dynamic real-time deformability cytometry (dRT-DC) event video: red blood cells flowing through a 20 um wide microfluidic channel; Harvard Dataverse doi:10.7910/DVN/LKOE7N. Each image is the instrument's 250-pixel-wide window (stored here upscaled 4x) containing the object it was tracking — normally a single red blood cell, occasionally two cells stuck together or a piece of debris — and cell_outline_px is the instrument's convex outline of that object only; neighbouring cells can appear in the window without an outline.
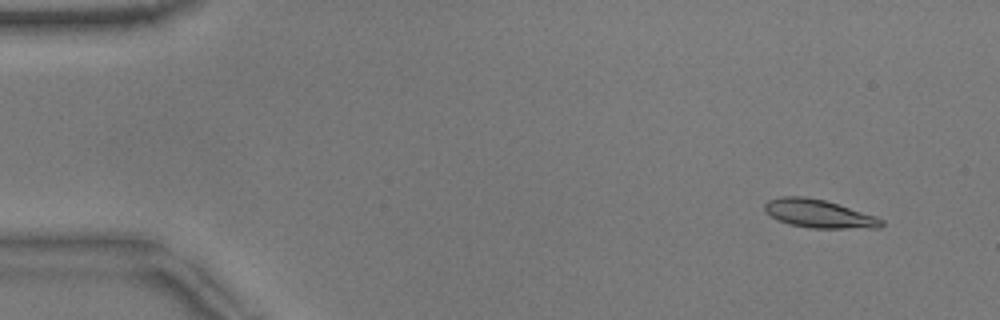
{"species": "common noctule bat (a hibernating species)", "species_latin": "Nyctalus noctula", "temperature_condition": "warm", "stored_images_in_passage": 2, "camera_frame_rate_fps": 3000, "um_per_image_px": 0.085, "animal": {"sex": "male", "body_mass_g": 17.9}, "frame": {"image": 1, "passage_image": 1, "time_ms": 0.0, "image_size_px": [1000, 320], "cell_outline_px": [[884, 224], [880, 228], [812, 228], [788, 224], [776, 220], [764, 208], [764, 204], [768, 200], [780, 196], [804, 196], [824, 200], [876, 216], [884, 220]], "centroid_in_image_um": [69.6, 18.17], "position_along_channel_um": 15.4, "area_um2": 19.19}}